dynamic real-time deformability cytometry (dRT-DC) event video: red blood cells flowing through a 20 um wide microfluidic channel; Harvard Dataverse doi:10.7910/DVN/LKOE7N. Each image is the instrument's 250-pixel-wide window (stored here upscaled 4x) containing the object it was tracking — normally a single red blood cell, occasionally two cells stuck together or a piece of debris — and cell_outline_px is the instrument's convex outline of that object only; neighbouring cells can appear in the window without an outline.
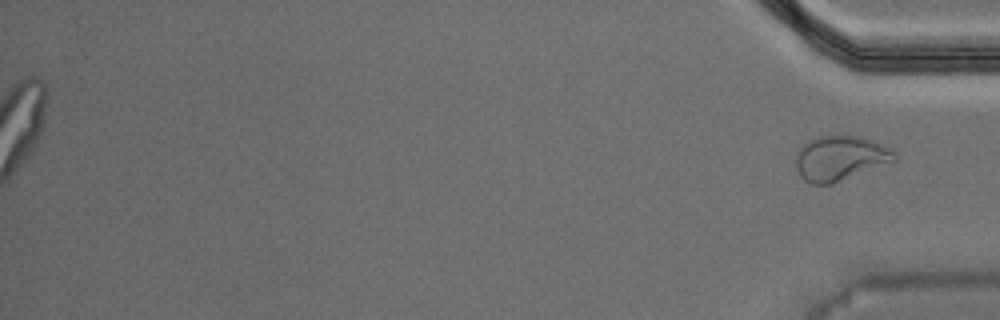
{"species": "Egyptian fruit bat (a non-hibernating species)", "species_latin": "Rousettus aegyptiacus", "temperature_condition": "warm", "stored_images_in_passage": 53, "segment_of_instrument_passage": [2, 2], "camera_frame_rate_fps": 3000, "um_per_image_px": 0.085, "animal": {"sex": "male"}, "frame": {"image": 1, "passage_image": 53, "time_ms": 17.333, "image_size_px": [1000, 320], "cell_outline_px": [[896, 160], [832, 184], [812, 184], [804, 180], [800, 176], [796, 168], [796, 156], [800, 148], [808, 140], [820, 136], [860, 136], [872, 140], [896, 152]], "centroid_in_image_um": [71.39, 13.45], "position_along_channel_um": 363.8, "area_um2": 25.49}}